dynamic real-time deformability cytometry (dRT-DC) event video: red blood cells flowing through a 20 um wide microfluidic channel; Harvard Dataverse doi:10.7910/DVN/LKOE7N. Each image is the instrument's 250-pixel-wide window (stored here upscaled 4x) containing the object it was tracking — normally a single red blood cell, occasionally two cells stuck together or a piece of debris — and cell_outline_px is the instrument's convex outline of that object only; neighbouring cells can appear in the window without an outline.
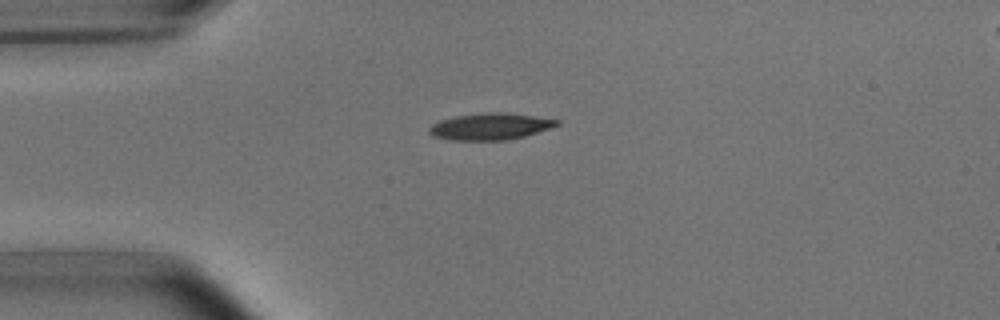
{"species": "common noctule bat (a hibernating species)", "species_latin": "Nyctalus noctula", "temperature_condition": "room temperature", "stored_images_in_passage": 5, "camera_frame_rate_fps": 3000, "um_per_image_px": 0.085, "animal": {"sex": "male", "body_mass_g": 15.6}, "frame": {"image": 1, "passage_image": 1, "time_ms": 0.0, "image_size_px": [1000, 320], "cell_outline_px": [[560, 124], [552, 128], [524, 136], [504, 140], [452, 140], [432, 136], [428, 132], [428, 128], [432, 124], [440, 120], [456, 116], [484, 112], [500, 112], [532, 116], [560, 120]], "centroid_in_image_um": [41.65, 10.75], "position_along_channel_um": 43.3, "area_um2": 19.77}}
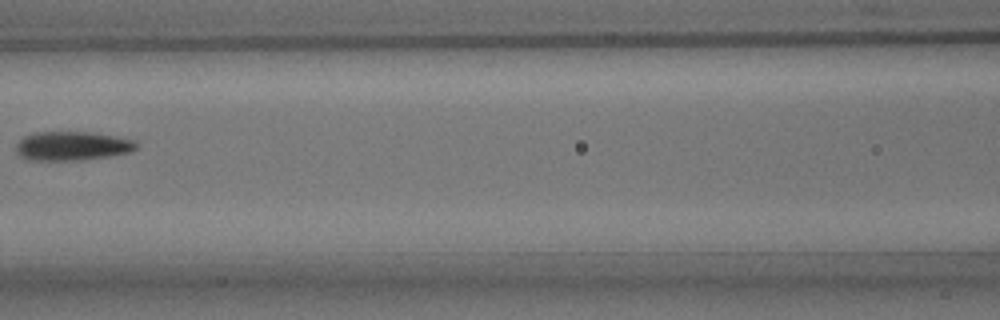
{"frame": {"image": 2, "passage_image": 4, "time_ms": 3.667, "image_size_px": [1000, 320], "cell_outline_px": [[140, 144], [132, 152], [108, 156], [76, 160], [28, 160], [20, 156], [16, 152], [16, 144], [24, 136], [32, 132], [88, 132], [112, 136], [132, 140]], "centroid_in_image_um": [6.1, 12.41], "position_along_channel_um": 160.5, "area_um2": 20.23}}
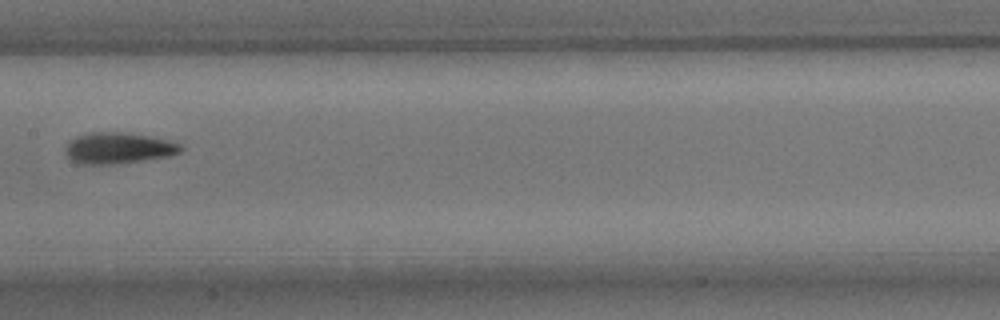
{"frame": {"image": 3, "passage_image": 5, "time_ms": 4.667, "image_size_px": [1000, 320], "cell_outline_px": [[184, 148], [180, 152], [168, 156], [112, 164], [84, 164], [72, 160], [64, 152], [68, 140], [76, 136], [88, 132], [128, 132], [172, 140], [180, 144]], "centroid_in_image_um": [10.05, 12.56], "position_along_channel_um": 197.3, "area_um2": 21.04}}